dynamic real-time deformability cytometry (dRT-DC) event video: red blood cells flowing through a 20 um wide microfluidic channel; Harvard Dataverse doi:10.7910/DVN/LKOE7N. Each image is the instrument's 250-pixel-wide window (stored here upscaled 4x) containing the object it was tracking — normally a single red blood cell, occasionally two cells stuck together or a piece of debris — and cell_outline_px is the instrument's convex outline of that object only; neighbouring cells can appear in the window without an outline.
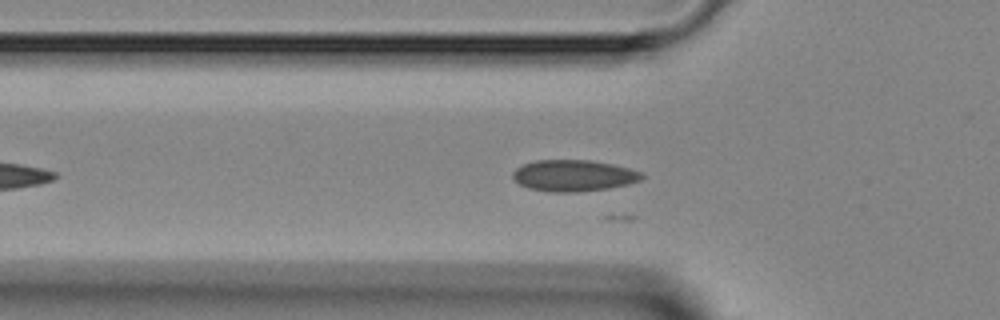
{"species": "Egyptian fruit bat (a non-hibernating species)", "species_latin": "Rousettus aegyptiacus", "temperature_condition": "room temperature", "stored_images_in_passage": 17, "camera_frame_rate_fps": 3000, "um_per_image_px": 0.085, "animal": {"sex": "female"}, "frame": {"image": 1, "passage_image": 9, "time_ms": 2.667, "image_size_px": [1000, 320], "cell_outline_px": [[644, 176], [640, 180], [628, 184], [608, 188], [576, 192], [552, 192], [528, 188], [520, 184], [512, 176], [512, 172], [516, 168], [532, 160], [588, 160], [612, 164], [628, 168], [640, 172]], "centroid_in_image_um": [48.73, 14.92], "position_along_channel_um": 77.1, "area_um2": 23.47}}
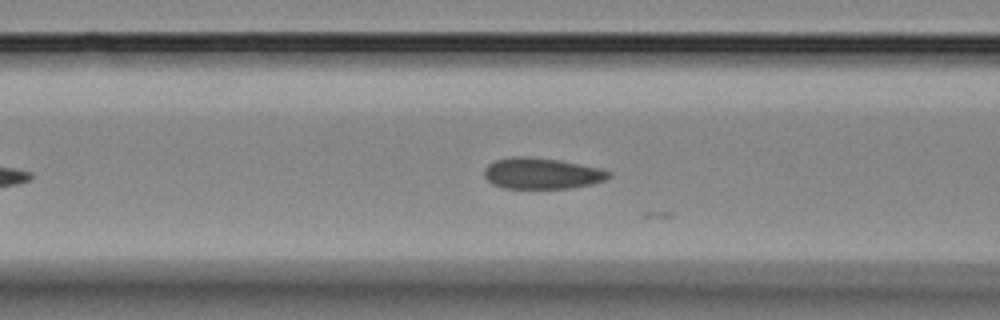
{"frame": {"image": 2, "passage_image": 12, "time_ms": 3.667, "image_size_px": [1000, 320], "cell_outline_px": [[612, 176], [604, 180], [592, 184], [568, 188], [504, 188], [492, 184], [484, 176], [484, 168], [488, 164], [496, 160], [512, 156], [524, 156], [560, 160], [596, 168], [612, 172]], "centroid_in_image_um": [46.02, 14.74], "position_along_channel_um": 120.6, "area_um2": 22.43}}
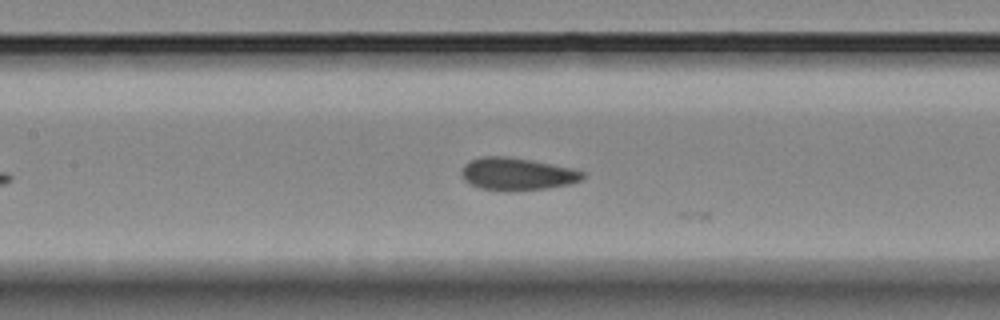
{"frame": {"image": 3, "passage_image": 15, "time_ms": 4.667, "image_size_px": [1000, 320], "cell_outline_px": [[584, 180], [572, 184], [544, 188], [480, 188], [468, 184], [464, 180], [460, 172], [464, 164], [480, 156], [504, 156], [532, 160], [572, 168], [584, 172]], "centroid_in_image_um": [43.96, 14.74], "position_along_channel_um": 163.4, "area_um2": 22.31}}